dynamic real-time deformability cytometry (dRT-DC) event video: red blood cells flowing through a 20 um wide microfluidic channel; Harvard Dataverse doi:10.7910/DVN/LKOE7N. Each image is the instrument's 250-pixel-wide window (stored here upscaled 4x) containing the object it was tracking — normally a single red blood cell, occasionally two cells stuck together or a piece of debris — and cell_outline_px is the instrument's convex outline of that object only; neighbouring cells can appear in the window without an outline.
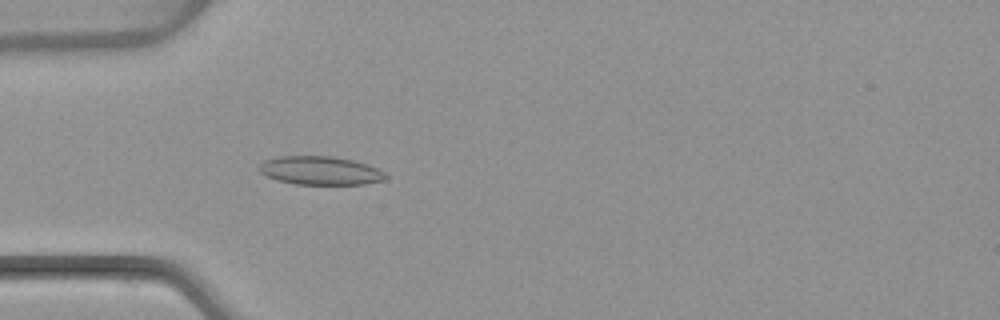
{"species": "common noctule bat (a hibernating species)", "species_latin": "Nyctalus noctula", "temperature_condition": "warm", "stored_images_in_passage": 52, "camera_frame_rate_fps": 3000, "um_per_image_px": 0.085, "animal": {"sex": "female", "body_mass_g": 22.7, "forearm_length_mm": 54.2}, "frame": {"image": 1, "passage_image": 15, "time_ms": 4.667, "image_size_px": [1000, 320], "cell_outline_px": [[388, 176], [384, 180], [364, 184], [296, 184], [280, 180], [268, 176], [260, 172], [260, 164], [264, 160], [280, 156], [332, 156], [352, 160], [376, 168], [384, 172]], "centroid_in_image_um": [27.23, 14.49], "position_along_channel_um": 57.8, "area_um2": 20.69}}
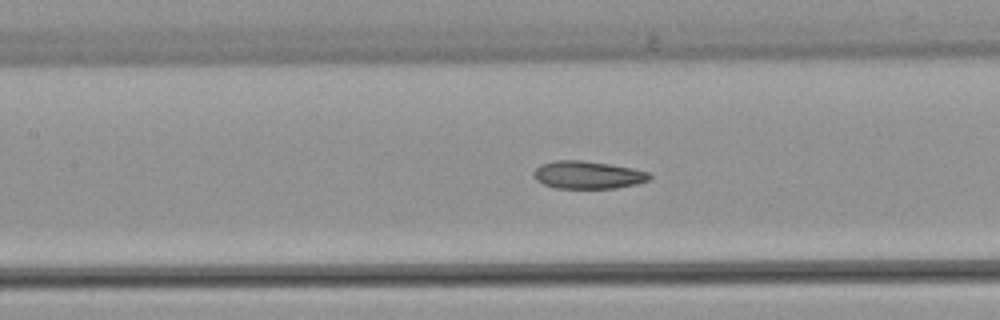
{"frame": {"image": 2, "passage_image": 23, "time_ms": 7.333, "image_size_px": [1000, 320], "cell_outline_px": [[652, 176], [648, 180], [636, 184], [616, 188], [556, 188], [544, 184], [536, 180], [532, 172], [540, 164], [556, 160], [584, 160], [632, 168], [648, 172]], "centroid_in_image_um": [49.94, 14.86], "position_along_channel_um": 157.5, "area_um2": 18.67}}
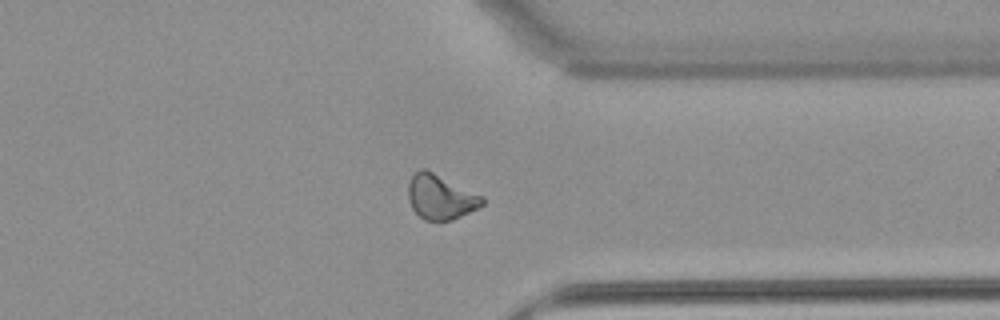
{"frame": {"image": 3, "passage_image": 40, "time_ms": 13.0, "image_size_px": [1000, 320], "cell_outline_px": [[484, 204], [480, 208], [452, 220], [440, 224], [424, 220], [412, 208], [408, 200], [408, 184], [412, 176], [420, 168], [424, 168], [484, 196]], "centroid_in_image_um": [37.46, 16.79], "position_along_channel_um": 373.9, "area_um2": 19.71}, "authors_computed_cell_mechanics": {"area_um2": 19.3919, "velocity_mm_per_s": 3.8793, "shape_relaxation_time_tau1_ms": null, "shape_relaxation_time_tau2_ms": 3.5541, "deformation_change_tau1": null, "deformation_change_tau2": 0.1007}}